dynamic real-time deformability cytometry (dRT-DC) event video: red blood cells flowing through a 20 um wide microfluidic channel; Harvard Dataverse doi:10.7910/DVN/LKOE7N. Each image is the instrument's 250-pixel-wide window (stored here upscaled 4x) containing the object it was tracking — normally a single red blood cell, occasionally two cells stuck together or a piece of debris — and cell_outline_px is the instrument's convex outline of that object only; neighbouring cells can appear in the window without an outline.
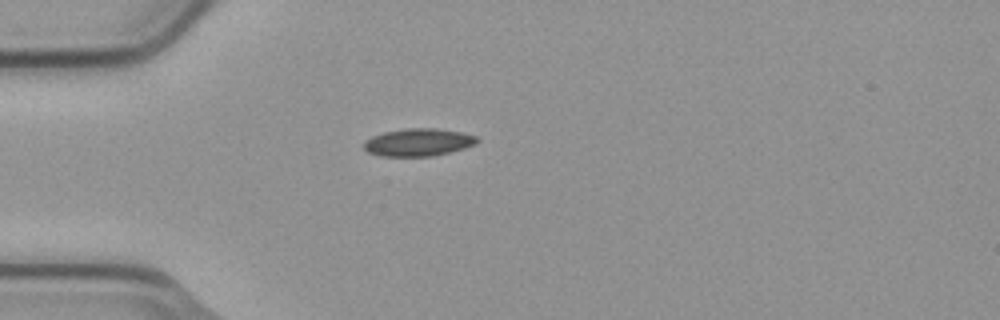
{"species": "common noctule bat (a hibernating species)", "species_latin": "Nyctalus noctula", "temperature_condition": "cold", "stored_images_in_passage": 1, "camera_frame_rate_fps": 3000, "um_per_image_px": 0.085, "animal": {"sex": "male", "body_mass_g": 23.1, "forearm_length_mm": 52.7}, "frame": {"image": 1, "passage_image": 1, "time_ms": 0.0, "image_size_px": [1000, 320], "cell_outline_px": [[476, 144], [464, 148], [432, 156], [380, 156], [368, 152], [364, 148], [364, 144], [372, 136], [384, 132], [408, 128], [432, 128], [460, 132], [476, 136]], "centroid_in_image_um": [35.53, 12.1], "position_along_channel_um": 49.5, "area_um2": 17.86}}